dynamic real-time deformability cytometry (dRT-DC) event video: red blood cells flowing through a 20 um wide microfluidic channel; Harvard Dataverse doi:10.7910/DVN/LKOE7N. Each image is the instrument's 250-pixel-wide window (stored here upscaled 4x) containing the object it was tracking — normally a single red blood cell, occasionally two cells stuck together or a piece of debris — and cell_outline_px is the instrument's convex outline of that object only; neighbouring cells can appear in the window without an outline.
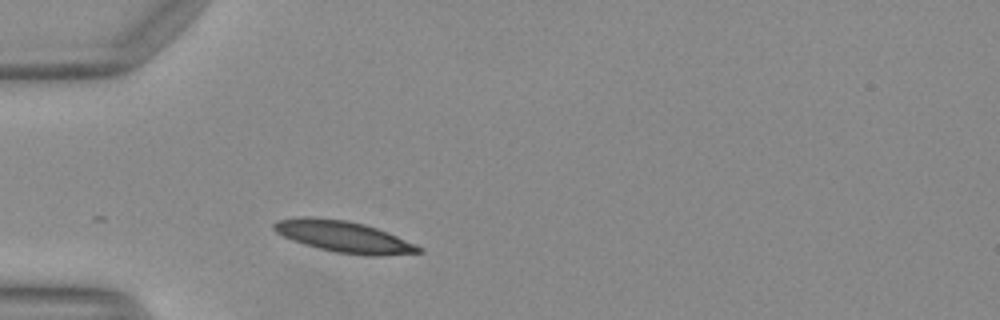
{"species": "Egyptian fruit bat (a non-hibernating species)", "species_latin": "Rousettus aegyptiacus", "temperature_condition": "warm", "stored_images_in_passage": 14, "camera_frame_rate_fps": 3000, "um_per_image_px": 0.085, "animal": {"sex": "female"}, "frame": {"image": 1, "passage_image": 1, "time_ms": 0.0, "image_size_px": [1000, 320], "cell_outline_px": [[424, 252], [376, 256], [368, 256], [336, 252], [304, 244], [292, 240], [276, 232], [272, 228], [272, 224], [280, 220], [304, 216], [348, 220], [364, 224], [388, 232], [416, 244], [424, 248]], "centroid_in_image_um": [29.25, 20.12], "position_along_channel_um": 55.7, "area_um2": 26.36}}
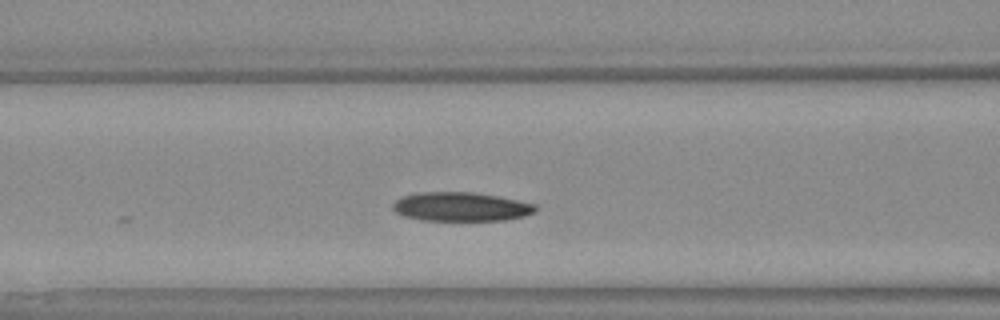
{"frame": {"image": 2, "passage_image": 7, "time_ms": 2.0, "image_size_px": [1000, 320], "cell_outline_px": [[536, 212], [524, 216], [504, 220], [420, 220], [404, 216], [396, 212], [392, 208], [392, 204], [400, 196], [420, 192], [472, 192], [496, 196], [536, 204]], "centroid_in_image_um": [39.15, 17.57], "position_along_channel_um": 127.5, "area_um2": 24.04}}
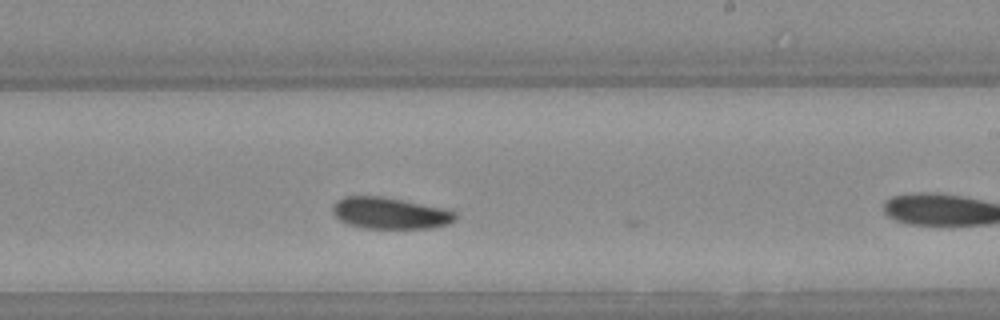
{"frame": {"image": 3, "passage_image": 13, "time_ms": 4.0, "image_size_px": [1000, 320], "cell_outline_px": [[456, 220], [448, 224], [432, 228], [364, 228], [344, 224], [332, 212], [332, 208], [336, 200], [344, 196], [380, 196], [440, 208], [456, 212]], "centroid_in_image_um": [33.09, 18.13], "position_along_channel_um": 255.9, "area_um2": 22.37}}